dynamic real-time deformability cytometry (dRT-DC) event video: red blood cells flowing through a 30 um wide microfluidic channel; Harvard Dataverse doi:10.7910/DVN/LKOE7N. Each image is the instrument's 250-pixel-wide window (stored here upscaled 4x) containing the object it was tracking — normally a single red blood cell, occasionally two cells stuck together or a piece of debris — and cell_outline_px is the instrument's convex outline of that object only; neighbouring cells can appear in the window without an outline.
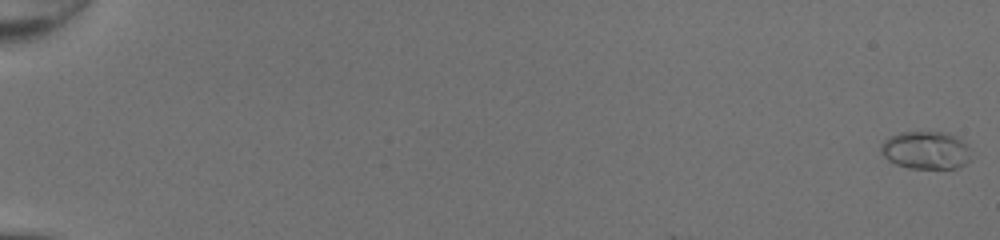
{"species": "common noctule bat (a hibernating species)", "species_latin": "Nyctalus noctula", "temperature_condition": "room temperature", "stored_images_in_passage": 6, "camera_frame_rate_fps": 3000, "um_per_image_px": 0.085, "animal": {"sex": "female", "body_mass_g": 20.0, "forearm_length_mm": 54.0}, "frame": {"image": 1, "passage_image": 1, "time_ms": 0.0, "image_size_px": [1000, 240], "cell_outline_px": [[972, 160], [956, 168], [908, 168], [896, 164], [888, 160], [880, 152], [880, 144], [888, 136], [900, 132], [948, 132], [956, 136], [968, 144]], "centroid_in_image_um": [78.7, 12.76], "position_along_channel_um": 6.3, "area_um2": 20.23}}